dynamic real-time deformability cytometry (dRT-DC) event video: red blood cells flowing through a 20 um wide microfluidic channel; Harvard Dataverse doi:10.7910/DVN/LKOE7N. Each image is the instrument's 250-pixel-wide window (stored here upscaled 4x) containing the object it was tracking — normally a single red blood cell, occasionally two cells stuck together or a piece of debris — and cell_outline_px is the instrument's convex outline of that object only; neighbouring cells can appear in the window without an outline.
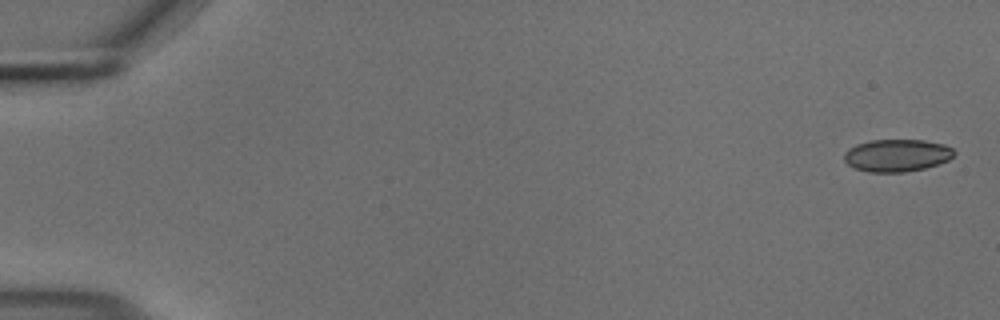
{"species": "common noctule bat (a hibernating species)", "species_latin": "Nyctalus noctula", "temperature_condition": "cold", "stored_images_in_passage": 54, "camera_frame_rate_fps": 3000, "um_per_image_px": 0.085, "animal": {"sex": "male", "body_mass_g": 18.8}, "frame": {"image": 1, "passage_image": 1, "time_ms": 0.0, "image_size_px": [1000, 320], "cell_outline_px": [[956, 152], [948, 160], [924, 168], [904, 172], [868, 172], [856, 168], [848, 164], [844, 160], [844, 152], [848, 148], [856, 144], [872, 140], [924, 140], [944, 144], [952, 148]], "centroid_in_image_um": [76.22, 13.2], "position_along_channel_um": 8.8, "area_um2": 20.69}}
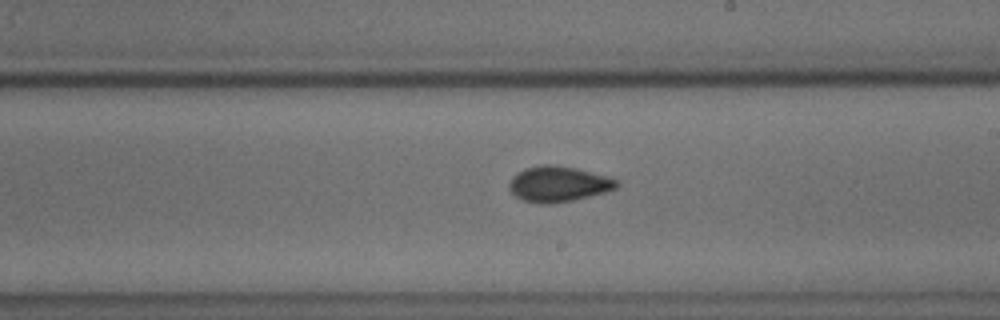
{"frame": {"image": 2, "passage_image": 32, "time_ms": 10.333, "image_size_px": [1000, 320], "cell_outline_px": [[620, 184], [616, 188], [604, 192], [572, 200], [548, 204], [544, 204], [524, 200], [516, 196], [508, 188], [508, 184], [512, 176], [524, 168], [540, 164], [556, 164], [576, 168], [608, 176], [620, 180]], "centroid_in_image_um": [47.46, 15.61], "position_along_channel_um": 241.5, "area_um2": 22.37}}
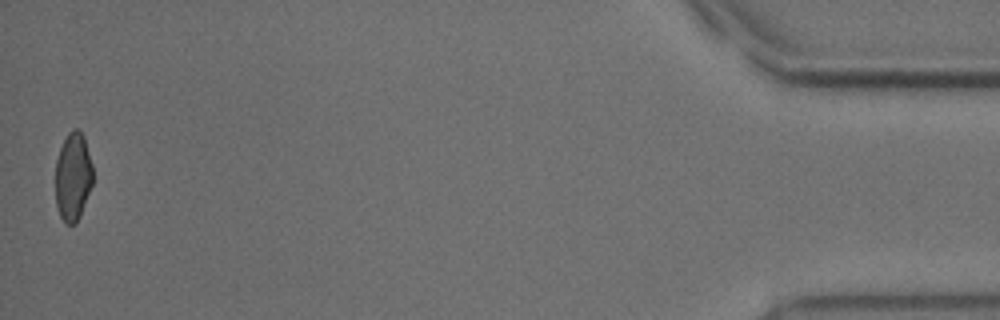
{"frame": {"image": 3, "passage_image": 54, "time_ms": 17.667, "image_size_px": [1000, 320], "cell_outline_px": [[92, 184], [80, 216], [76, 224], [68, 224], [60, 216], [56, 204], [56, 160], [60, 148], [68, 132], [72, 128], [76, 128], [84, 136], [92, 164]], "centroid_in_image_um": [6.2, 15.0], "position_along_channel_um": 429.0, "area_um2": 19.13}, "authors_computed_cell_mechanics": {"area_um2": 21.1837, "velocity_mm_per_s": 3.71, "shape_relaxation_time_tau1_ms": 5.6474, "shape_relaxation_time_tau2_ms": 2.5711, "deformation_change_tau1": 0.0999, "deformation_change_tau2": 0.0689}}